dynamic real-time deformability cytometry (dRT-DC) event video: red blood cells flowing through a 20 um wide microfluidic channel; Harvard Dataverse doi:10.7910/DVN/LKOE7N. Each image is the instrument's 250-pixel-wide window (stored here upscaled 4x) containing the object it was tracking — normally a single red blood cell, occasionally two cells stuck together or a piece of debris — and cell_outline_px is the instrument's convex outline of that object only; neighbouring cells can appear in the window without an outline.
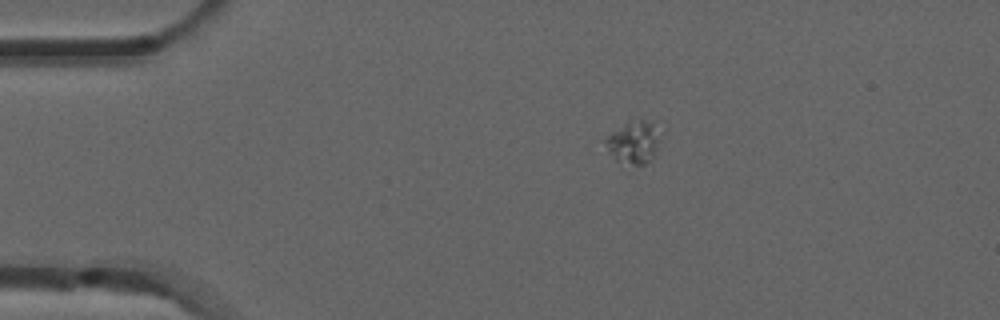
{"species": "common noctule bat (a hibernating species)", "species_latin": "Nyctalus noctula", "temperature_condition": "room temperature", "stored_images_in_passage": 5, "camera_frame_rate_fps": 3000, "um_per_image_px": 0.085, "animal": {"sex": "male", "forearm_length_mm": 52.5}, "frame": {"image": 1, "passage_image": 1, "time_ms": 0.0, "image_size_px": [1000, 320], "cell_outline_px": [[660, 132], [656, 148], [652, 160], [644, 164], [632, 164], [616, 160], [608, 152], [604, 140], [612, 132], [628, 120], [652, 120], [660, 128]], "centroid_in_image_um": [53.88, 12.05], "position_along_channel_um": 31.1, "area_um2": 13.64}}
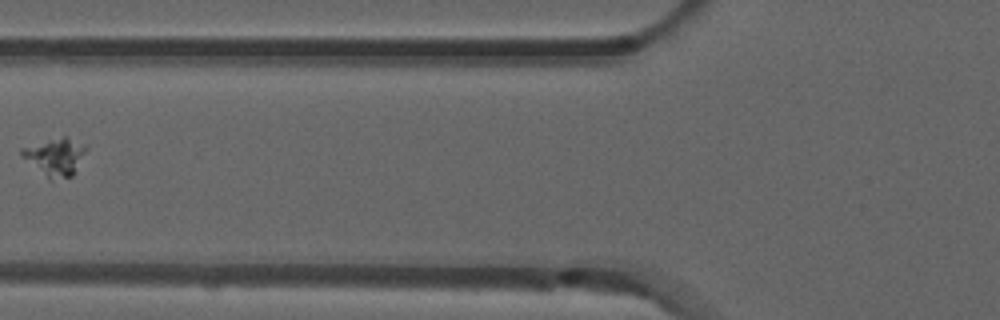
{"frame": {"image": 2, "passage_image": 4, "time_ms": 1.0, "image_size_px": [1000, 320], "cell_outline_px": [[88, 148], [72, 176], [48, 176], [20, 156], [20, 148], [48, 140], [64, 136]], "centroid_in_image_um": [4.67, 13.27], "position_along_channel_um": 121.1, "area_um2": 13.12}}
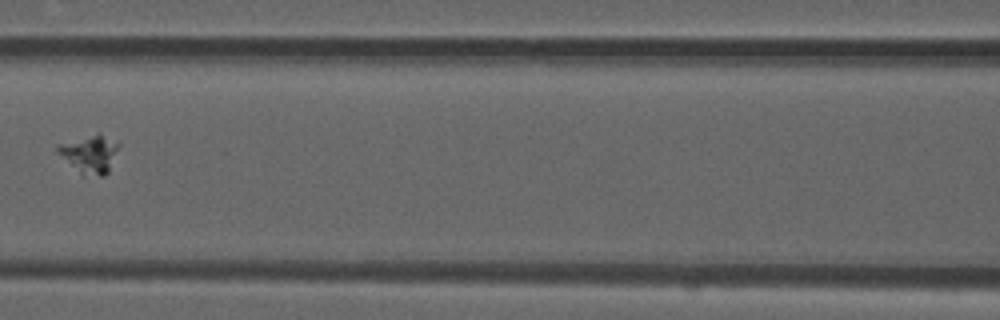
{"frame": {"image": 3, "passage_image": 5, "time_ms": 1.333, "image_size_px": [1000, 320], "cell_outline_px": [[120, 144], [108, 172], [104, 176], [100, 176], [80, 172], [56, 152], [56, 148], [60, 144], [100, 132]], "centroid_in_image_um": [7.66, 13.06], "position_along_channel_um": 158.9, "area_um2": 13.01}}